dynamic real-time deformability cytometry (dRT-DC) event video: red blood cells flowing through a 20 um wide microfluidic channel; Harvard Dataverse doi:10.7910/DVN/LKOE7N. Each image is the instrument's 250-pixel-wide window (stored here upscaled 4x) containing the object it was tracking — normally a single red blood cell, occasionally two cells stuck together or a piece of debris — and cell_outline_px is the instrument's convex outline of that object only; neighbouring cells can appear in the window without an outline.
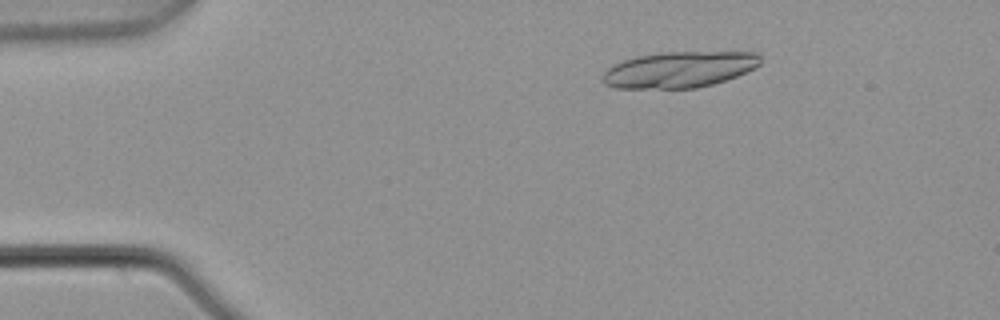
{"species": "common noctule bat (a hibernating species)", "species_latin": "Nyctalus noctula", "temperature_condition": "warm", "stored_images_in_passage": 4, "camera_frame_rate_fps": 3000, "um_per_image_px": 0.085, "animal": {"sex": "male", "body_mass_g": 21.5, "forearm_length_mm": 52.0}, "frame": {"image": 1, "passage_image": 2, "time_ms": 0.333, "image_size_px": [1000, 320], "cell_outline_px": [[760, 64], [736, 76], [712, 84], [696, 88], [616, 88], [604, 84], [604, 72], [612, 64], [636, 56], [660, 52], [760, 52]], "centroid_in_image_um": [57.72, 5.9], "position_along_channel_um": 27.3, "area_um2": 33.0}}